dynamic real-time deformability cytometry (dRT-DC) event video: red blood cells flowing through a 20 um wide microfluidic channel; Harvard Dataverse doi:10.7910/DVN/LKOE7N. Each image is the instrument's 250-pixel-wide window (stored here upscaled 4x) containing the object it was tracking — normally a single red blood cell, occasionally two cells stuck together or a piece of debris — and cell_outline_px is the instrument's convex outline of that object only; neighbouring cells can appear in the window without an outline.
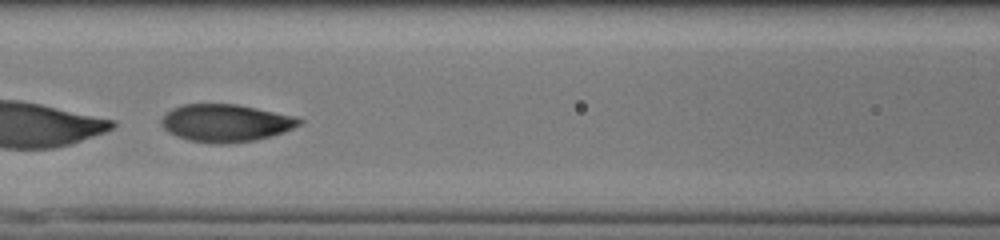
{"species": "human", "species_latin": "Homo sapiens", "temperature_condition": "cold", "stored_images_in_passage": 49, "camera_frame_rate_fps": 3000, "um_per_image_px": 0.085, "donor": {"sex": "male"}, "frame": {"image": 1, "passage_image": 22, "time_ms": 7.0, "image_size_px": [1000, 240], "cell_outline_px": [[304, 120], [300, 124], [284, 132], [272, 136], [256, 140], [224, 144], [216, 144], [188, 140], [176, 136], [168, 132], [160, 124], [160, 120], [164, 112], [172, 108], [184, 104], [236, 104], [296, 116]], "centroid_in_image_um": [19.16, 10.45], "position_along_channel_um": 147.4, "area_um2": 30.4}}
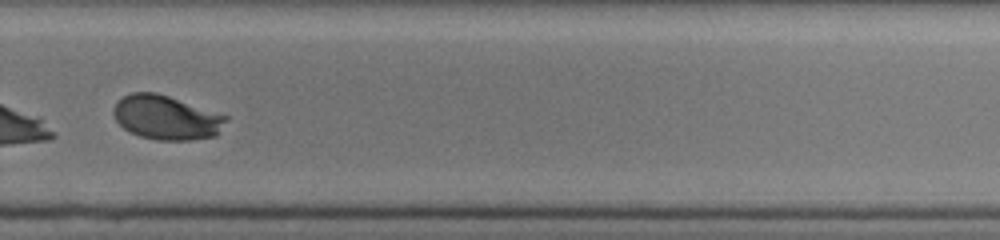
{"frame": {"image": 2, "passage_image": 35, "time_ms": 11.333, "image_size_px": [1000, 240], "cell_outline_px": [[228, 120], [220, 132], [216, 136], [192, 140], [156, 140], [140, 136], [128, 132], [116, 120], [112, 112], [112, 108], [124, 96], [132, 92], [156, 92], [228, 116]], "centroid_in_image_um": [14.15, 10.0], "position_along_channel_um": 315.7, "area_um2": 29.02}, "authors_computed_cell_mechanics": {"area_um2": 30.6918, "velocity_mm_per_s": 3.8838, "shape_relaxation_time_tau1_ms": 1.2076, "shape_relaxation_time_tau2_ms": null, "deformation_change_tau1": 0.3203, "deformation_change_tau2": null}}